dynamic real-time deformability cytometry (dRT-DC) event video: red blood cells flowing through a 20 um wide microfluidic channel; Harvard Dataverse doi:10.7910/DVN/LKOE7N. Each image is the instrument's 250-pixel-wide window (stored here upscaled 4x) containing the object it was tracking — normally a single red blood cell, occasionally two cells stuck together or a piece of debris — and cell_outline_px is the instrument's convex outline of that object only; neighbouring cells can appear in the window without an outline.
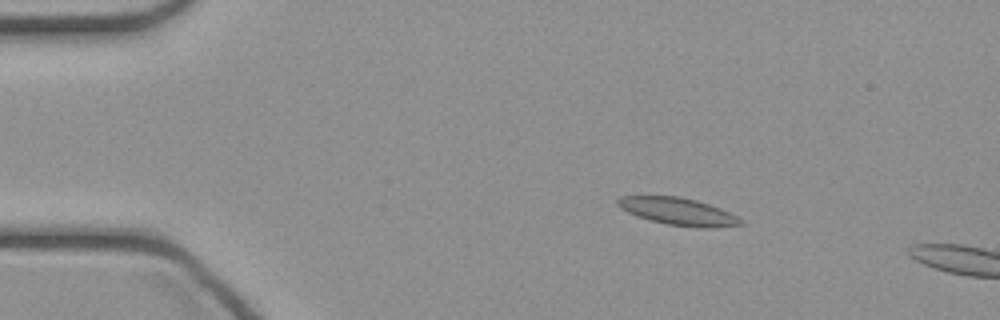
{"species": "common noctule bat (a hibernating species)", "species_latin": "Nyctalus noctula", "temperature_condition": "cold", "stored_images_in_passage": 8, "camera_frame_rate_fps": 3000, "um_per_image_px": 0.085, "animal": {"sex": "female", "body_mass_g": 21.9}, "frame": {"image": 1, "passage_image": 5, "time_ms": 1.333, "image_size_px": [1000, 320], "cell_outline_px": [[744, 224], [704, 228], [700, 228], [668, 224], [652, 220], [628, 212], [620, 208], [616, 204], [616, 200], [620, 196], [680, 196], [696, 200], [720, 208], [736, 216]], "centroid_in_image_um": [57.6, 17.96], "position_along_channel_um": 27.4, "area_um2": 19.19}}